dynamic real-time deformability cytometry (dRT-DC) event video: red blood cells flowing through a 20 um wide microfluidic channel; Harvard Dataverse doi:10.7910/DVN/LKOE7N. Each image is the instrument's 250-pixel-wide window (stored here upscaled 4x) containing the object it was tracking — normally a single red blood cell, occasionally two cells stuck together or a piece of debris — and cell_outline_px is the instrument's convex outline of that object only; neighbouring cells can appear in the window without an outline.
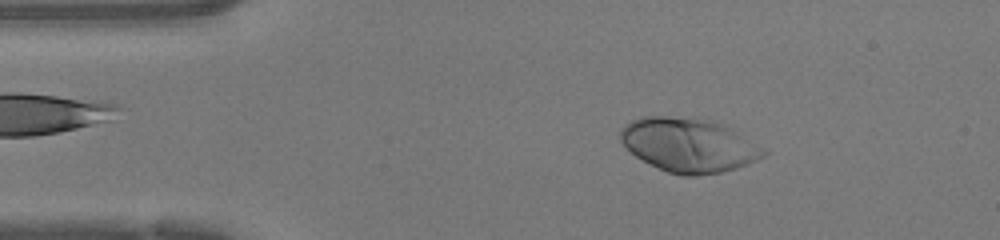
{"species": "human", "species_latin": "Homo sapiens", "temperature_condition": "warm", "stored_images_in_passage": 45, "camera_frame_rate_fps": 3000, "um_per_image_px": 0.085, "donor": {"sex": "female"}, "frame": {"image": 1, "passage_image": 6, "time_ms": 1.667, "image_size_px": [1000, 240], "cell_outline_px": [[768, 152], [764, 156], [748, 164], [736, 168], [720, 172], [696, 176], [684, 176], [668, 172], [636, 156], [620, 140], [620, 132], [624, 124], [640, 116], [700, 116], [716, 120], [724, 124], [764, 148]], "centroid_in_image_um": [58.56, 12.29], "position_along_channel_um": 26.4, "area_um2": 45.37}}
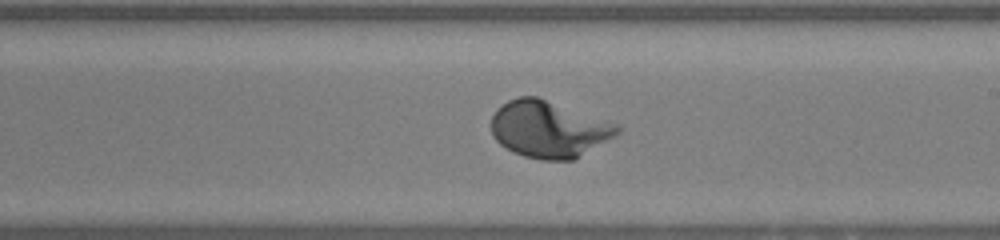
{"frame": {"image": 2, "passage_image": 25, "time_ms": 8.0, "image_size_px": [1000, 240], "cell_outline_px": [[624, 128], [616, 136], [572, 160], [540, 160], [524, 156], [512, 152], [500, 144], [492, 136], [492, 116], [496, 108], [508, 100], [516, 96], [536, 96], [616, 124]], "centroid_in_image_um": [46.62, 10.99], "position_along_channel_um": 242.4, "area_um2": 41.56}}
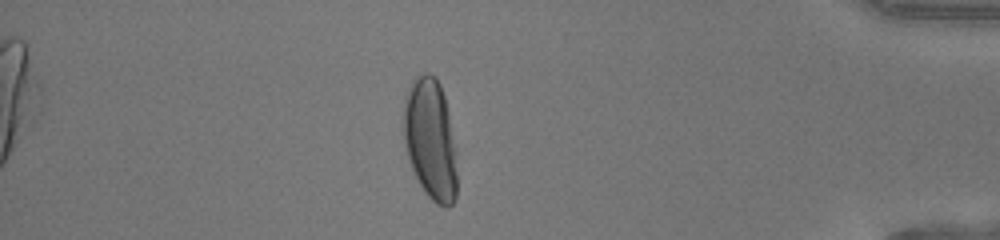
{"frame": {"image": 3, "passage_image": 39, "time_ms": 12.667, "image_size_px": [1000, 240], "cell_outline_px": [[456, 196], [452, 204], [448, 208], [444, 208], [436, 204], [424, 192], [412, 168], [404, 144], [404, 100], [412, 80], [424, 72], [428, 72], [436, 76], [440, 84], [444, 96], [456, 152]], "centroid_in_image_um": [36.59, 11.85], "position_along_channel_um": 398.6, "area_um2": 37.63}}